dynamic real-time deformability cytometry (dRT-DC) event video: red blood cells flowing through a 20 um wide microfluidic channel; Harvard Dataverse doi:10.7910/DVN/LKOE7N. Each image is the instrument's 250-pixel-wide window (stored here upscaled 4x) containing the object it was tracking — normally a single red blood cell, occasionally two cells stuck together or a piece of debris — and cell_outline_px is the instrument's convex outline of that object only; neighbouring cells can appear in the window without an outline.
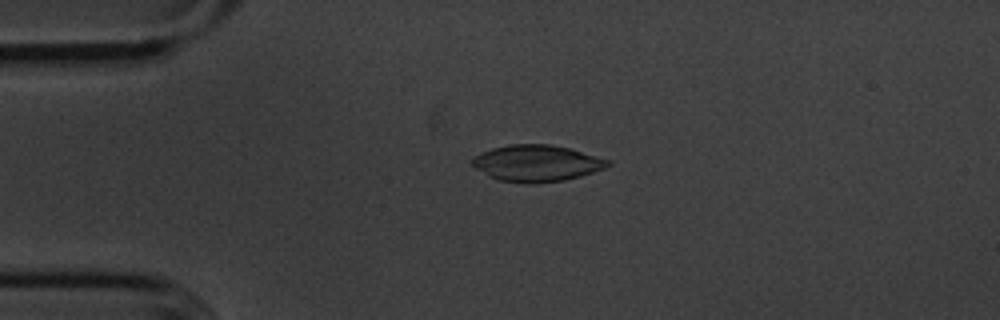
{"species": "common noctule bat (a hibernating species)", "species_latin": "Nyctalus noctula", "temperature_condition": "cold", "stored_images_in_passage": 48, "camera_frame_rate_fps": 3000, "um_per_image_px": 0.085, "animal": {"sex": "male", "body_mass_g": 20.1, "forearm_length_mm": 53.5}, "frame": {"image": 1, "passage_image": 6, "time_ms": 1.667, "image_size_px": [1000, 320], "cell_outline_px": [[612, 164], [604, 168], [580, 176], [564, 180], [536, 184], [524, 184], [496, 180], [488, 176], [476, 168], [472, 164], [472, 160], [476, 156], [492, 148], [512, 144], [548, 144], [572, 148], [612, 160]], "centroid_in_image_um": [45.66, 13.88], "position_along_channel_um": 39.3, "area_um2": 29.07}}
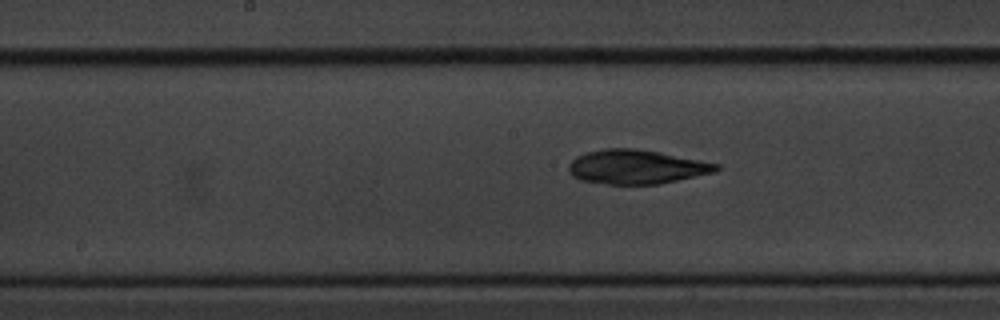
{"frame": {"image": 2, "passage_image": 21, "time_ms": 6.667, "image_size_px": [1000, 320], "cell_outline_px": [[720, 168], [716, 172], [660, 184], [608, 184], [580, 180], [572, 176], [568, 172], [568, 164], [576, 156], [584, 152], [604, 148], [636, 148], [660, 152], [720, 164]], "centroid_in_image_um": [54.07, 14.18], "position_along_channel_um": 194.1, "area_um2": 29.65}}
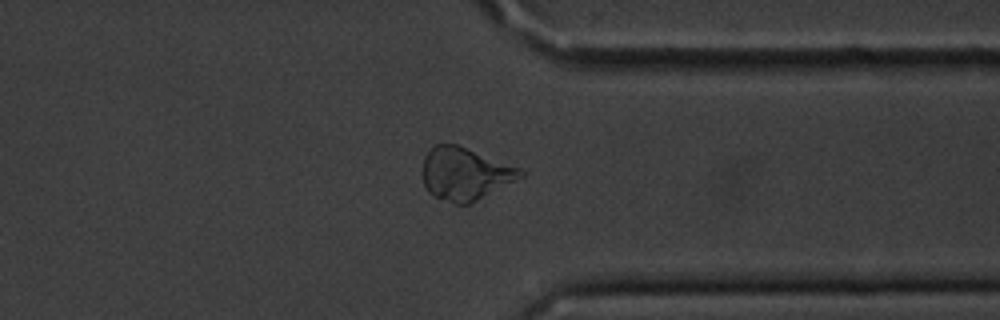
{"frame": {"image": 3, "passage_image": 36, "time_ms": 11.667, "image_size_px": [1000, 320], "cell_outline_px": [[528, 172], [524, 176], [468, 204], [456, 204], [432, 196], [428, 192], [424, 184], [424, 156], [436, 144], [456, 144], [520, 168]], "centroid_in_image_um": [39.54, 14.78], "position_along_channel_um": 371.9, "area_um2": 29.54}, "authors_computed_cell_mechanics": {"area_um2": 29.5936, "velocity_mm_per_s": 3.6066, "shape_relaxation_time_tau1_ms": 5.9345, "shape_relaxation_time_tau2_ms": 5.5512, "deformation_change_tau1": 0.1407, "deformation_change_tau2": 0.1118}}